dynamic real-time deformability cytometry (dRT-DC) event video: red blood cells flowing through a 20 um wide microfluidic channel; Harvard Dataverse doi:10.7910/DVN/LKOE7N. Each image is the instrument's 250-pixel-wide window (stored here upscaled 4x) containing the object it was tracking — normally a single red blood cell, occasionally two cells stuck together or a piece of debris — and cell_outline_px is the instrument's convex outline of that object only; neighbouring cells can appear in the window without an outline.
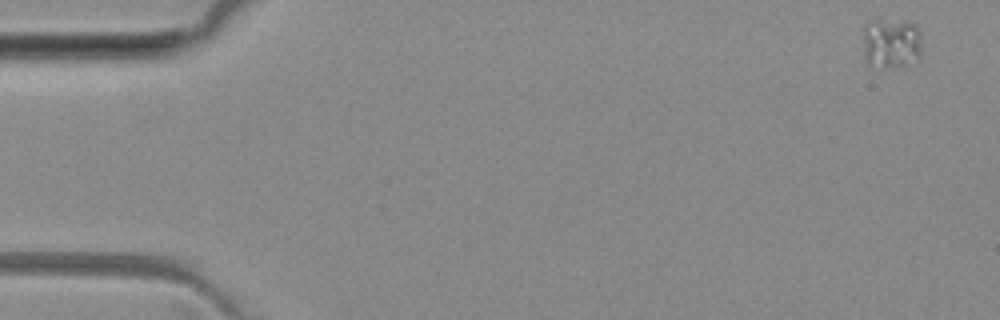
{"species": "common noctule bat (a hibernating species)", "species_latin": "Nyctalus noctula", "temperature_condition": "room temperature", "stored_images_in_passage": 5, "camera_frame_rate_fps": 3000, "um_per_image_px": 0.085, "animal": {"sex": "female", "body_mass_g": 29.2, "forearm_length_mm": 56.3}, "frame": {"image": 1, "passage_image": 1, "time_ms": 0.0, "image_size_px": [1000, 320], "cell_outline_px": [[920, 60], [916, 64], [904, 68], [884, 68], [868, 64], [864, 56], [864, 24], [868, 20], [908, 20], [916, 24], [920, 32]], "centroid_in_image_um": [75.8, 3.7], "position_along_channel_um": 9.2, "area_um2": 18.21}}
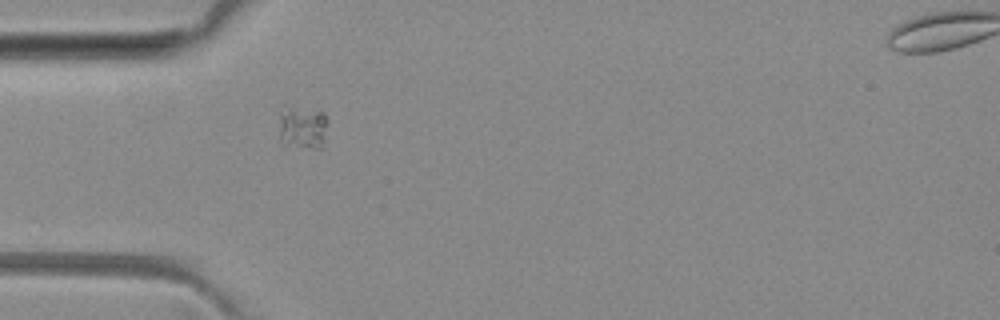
{"frame": {"image": 2, "passage_image": 4, "time_ms": 4.667, "image_size_px": [1000, 320], "cell_outline_px": [[328, 120], [320, 148], [316, 148], [280, 140], [280, 112], [284, 100], [324, 112]], "centroid_in_image_um": [25.69, 10.62], "position_along_channel_um": 59.3, "area_um2": 12.43}}